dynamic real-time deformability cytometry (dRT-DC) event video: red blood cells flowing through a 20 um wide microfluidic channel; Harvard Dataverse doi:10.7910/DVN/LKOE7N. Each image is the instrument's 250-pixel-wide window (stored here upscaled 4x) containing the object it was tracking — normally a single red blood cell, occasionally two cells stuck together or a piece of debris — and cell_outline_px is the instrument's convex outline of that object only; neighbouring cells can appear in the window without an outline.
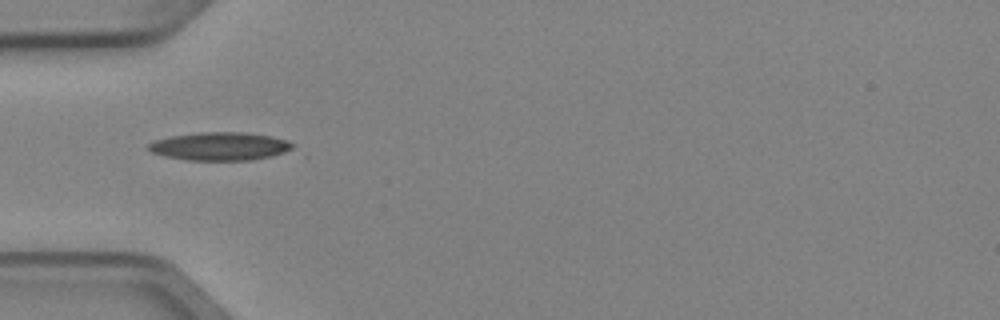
{"species": "Egyptian fruit bat (a non-hibernating species)", "species_latin": "Rousettus aegyptiacus", "temperature_condition": "cold", "stored_images_in_passage": 2, "camera_frame_rate_fps": 3000, "um_per_image_px": 0.085, "animal": {"sex": "female"}, "frame": {"image": 1, "passage_image": 1, "time_ms": 0.0, "image_size_px": [1000, 320], "cell_outline_px": [[296, 152], [252, 160], [188, 160], [164, 156], [152, 152], [148, 148], [148, 144], [156, 140], [172, 136], [200, 132], [244, 132], [272, 136], [288, 140], [296, 144]], "centroid_in_image_um": [18.86, 12.44], "position_along_channel_um": 66.1, "area_um2": 24.16}}
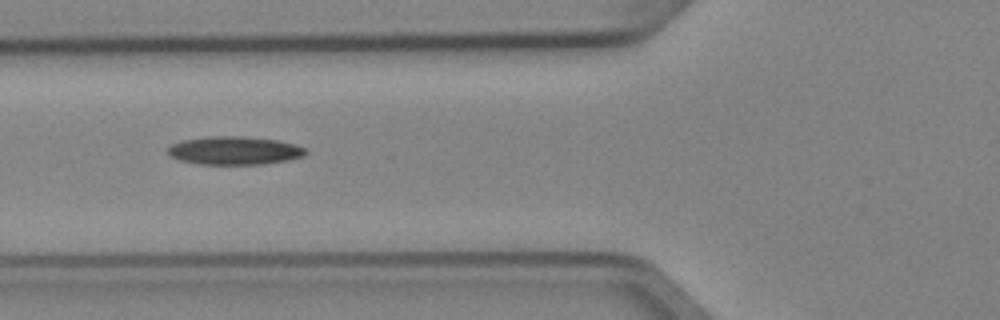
{"frame": {"image": 2, "passage_image": 2, "time_ms": 0.333, "image_size_px": [1000, 320], "cell_outline_px": [[308, 152], [304, 156], [288, 160], [264, 164], [196, 164], [180, 160], [168, 156], [168, 148], [172, 144], [180, 140], [208, 136], [244, 136], [280, 140], [296, 144], [304, 148]], "centroid_in_image_um": [19.92, 12.79], "position_along_channel_um": 105.9, "area_um2": 23.0}}